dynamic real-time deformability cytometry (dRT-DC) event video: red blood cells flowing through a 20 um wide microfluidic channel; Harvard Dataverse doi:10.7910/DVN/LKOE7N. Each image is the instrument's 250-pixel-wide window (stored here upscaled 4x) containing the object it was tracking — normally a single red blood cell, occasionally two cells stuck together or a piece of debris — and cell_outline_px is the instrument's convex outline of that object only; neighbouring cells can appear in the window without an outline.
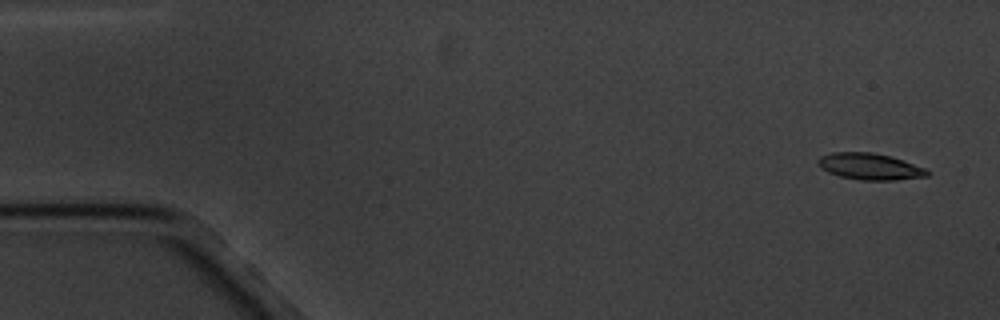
{"species": "common noctule bat (a hibernating species)", "species_latin": "Nyctalus noctula", "temperature_condition": "cold", "stored_images_in_passage": 4, "camera_frame_rate_fps": 3000, "um_per_image_px": 0.085, "animal": {"sex": "male", "body_mass_g": 20.1, "forearm_length_mm": 53.5}, "frame": {"image": 1, "passage_image": 1, "time_ms": 0.0, "image_size_px": [1000, 320], "cell_outline_px": [[928, 176], [896, 180], [860, 180], [840, 176], [828, 172], [820, 168], [816, 160], [820, 156], [832, 152], [872, 152], [892, 156], [924, 168], [928, 172]], "centroid_in_image_um": [73.89, 14.14], "position_along_channel_um": 11.1, "area_um2": 16.88}}
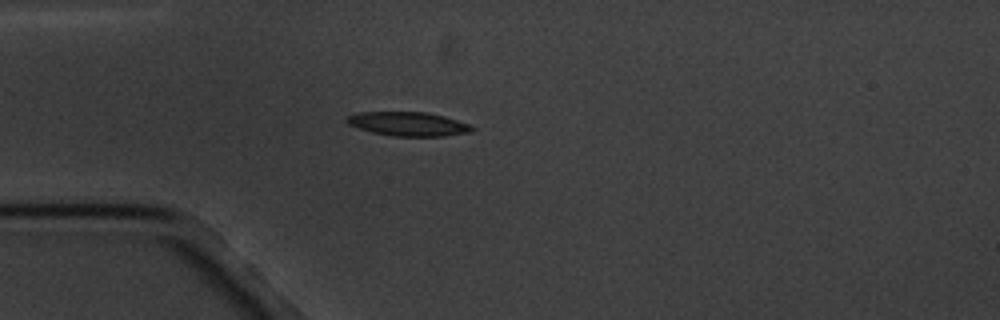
{"frame": {"image": 2, "passage_image": 4, "time_ms": 4.333, "image_size_px": [1000, 320], "cell_outline_px": [[476, 128], [468, 132], [444, 136], [392, 136], [372, 132], [348, 124], [344, 120], [348, 116], [360, 112], [428, 112], [444, 116], [468, 124]], "centroid_in_image_um": [34.68, 10.53], "position_along_channel_um": 50.3, "area_um2": 17.34}}